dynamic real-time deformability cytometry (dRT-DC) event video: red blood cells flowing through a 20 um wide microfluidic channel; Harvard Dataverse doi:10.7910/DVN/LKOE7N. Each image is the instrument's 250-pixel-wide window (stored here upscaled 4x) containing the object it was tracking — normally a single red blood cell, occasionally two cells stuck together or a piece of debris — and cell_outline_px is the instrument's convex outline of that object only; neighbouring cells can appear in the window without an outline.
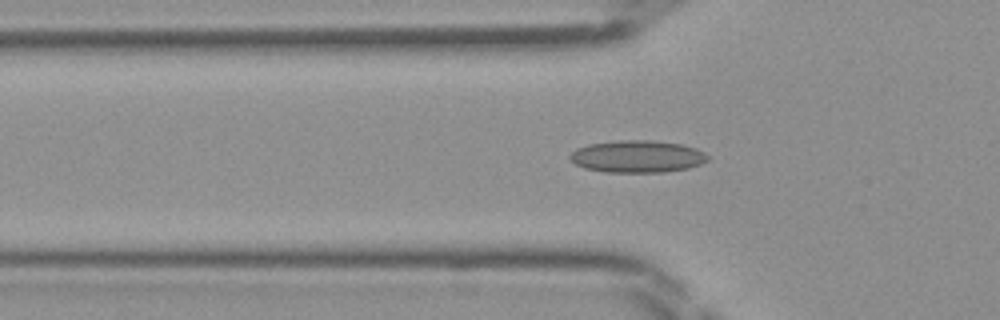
{"species": "Egyptian fruit bat (a non-hibernating species)", "species_latin": "Rousettus aegyptiacus", "temperature_condition": "room temperature", "stored_images_in_passage": 47, "segment_of_instrument_passage": [1, 2], "camera_frame_rate_fps": 3000, "um_per_image_px": 0.085, "frame": {"image": 1, "passage_image": 15, "time_ms": 4.667, "image_size_px": [1000, 320], "cell_outline_px": [[708, 160], [700, 164], [688, 168], [664, 172], [604, 172], [584, 168], [576, 164], [568, 156], [576, 148], [588, 144], [620, 140], [652, 140], [680, 144], [696, 148], [704, 152], [708, 156]], "centroid_in_image_um": [54.16, 13.3], "position_along_channel_um": 71.6, "area_um2": 25.84}}
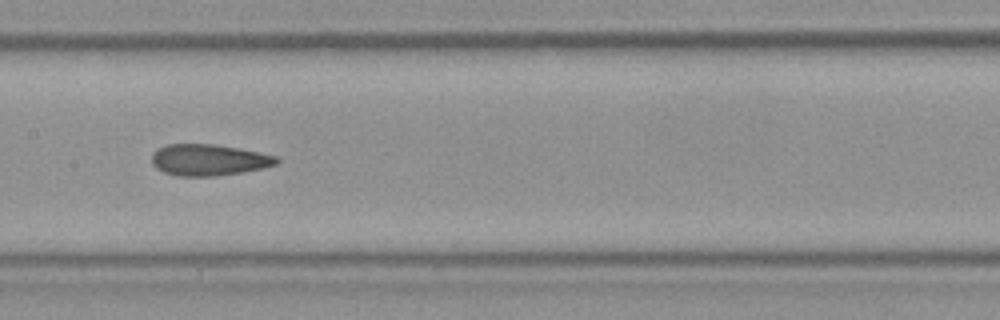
{"frame": {"image": 2, "passage_image": 23, "time_ms": 7.333, "image_size_px": [1000, 320], "cell_outline_px": [[280, 160], [276, 164], [260, 168], [240, 172], [216, 176], [176, 176], [164, 172], [156, 168], [152, 164], [152, 152], [156, 148], [168, 144], [212, 144], [240, 148], [276, 156]], "centroid_in_image_um": [17.69, 13.58], "position_along_channel_um": 189.7, "area_um2": 22.77}}
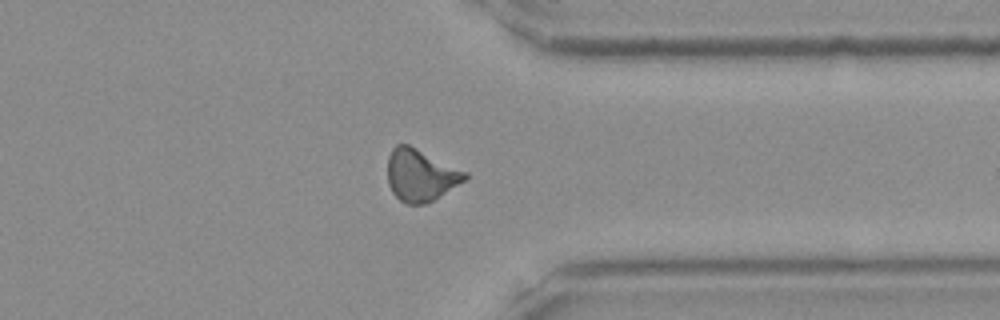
{"frame": {"image": 3, "passage_image": 36, "time_ms": 11.667, "image_size_px": [1000, 320], "cell_outline_px": [[468, 180], [432, 200], [424, 204], [408, 204], [400, 200], [392, 192], [388, 184], [388, 156], [392, 148], [396, 144], [408, 144], [468, 172]], "centroid_in_image_um": [35.76, 14.88], "position_along_channel_um": 375.6, "area_um2": 23.52}}